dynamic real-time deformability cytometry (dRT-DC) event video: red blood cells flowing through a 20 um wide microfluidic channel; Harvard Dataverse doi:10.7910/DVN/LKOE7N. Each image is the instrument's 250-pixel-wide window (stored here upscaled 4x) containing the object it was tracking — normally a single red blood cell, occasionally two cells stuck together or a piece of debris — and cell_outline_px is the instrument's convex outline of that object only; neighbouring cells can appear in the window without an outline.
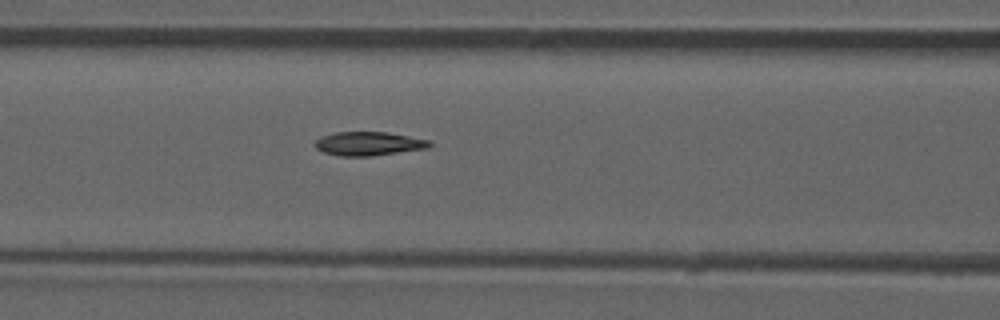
{"species": "common noctule bat (a hibernating species)", "species_latin": "Nyctalus noctula", "temperature_condition": "room temperature", "stored_images_in_passage": 7, "camera_frame_rate_fps": 3000, "um_per_image_px": 0.085, "animal": {"sex": "male", "forearm_length_mm": 52.5}, "frame": {"image": 1, "passage_image": 7, "time_ms": 7.667, "image_size_px": [1000, 320], "cell_outline_px": [[432, 144], [428, 148], [372, 156], [340, 156], [324, 152], [316, 148], [312, 144], [320, 136], [332, 132], [388, 132], [432, 140]], "centroid_in_image_um": [31.33, 12.2], "position_along_channel_um": 135.3, "area_um2": 16.13}}